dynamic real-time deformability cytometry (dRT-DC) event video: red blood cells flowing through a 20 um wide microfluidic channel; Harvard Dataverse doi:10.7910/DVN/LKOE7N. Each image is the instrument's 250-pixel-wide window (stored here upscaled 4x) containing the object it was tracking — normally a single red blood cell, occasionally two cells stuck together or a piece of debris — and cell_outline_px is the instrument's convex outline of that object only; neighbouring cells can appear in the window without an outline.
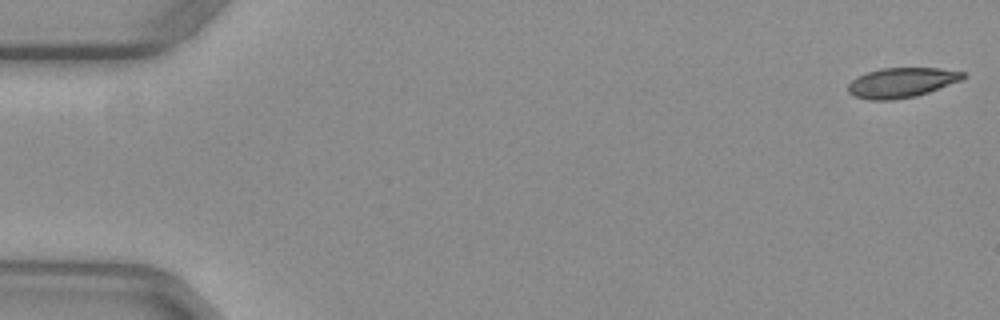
{"species": "common noctule bat (a hibernating species)", "species_latin": "Nyctalus noctula", "temperature_condition": "warm", "stored_images_in_passage": 52, "camera_frame_rate_fps": 3000, "um_per_image_px": 0.085, "animal": {"sex": "female", "body_mass_g": 29.2, "forearm_length_mm": 56.3}, "frame": {"image": 1, "passage_image": 1, "time_ms": 0.0, "image_size_px": [1000, 320], "cell_outline_px": [[964, 76], [960, 80], [928, 92], [916, 96], [892, 100], [868, 100], [852, 96], [848, 92], [848, 84], [852, 80], [868, 72], [880, 68], [940, 68], [964, 72]], "centroid_in_image_um": [76.58, 7.03], "position_along_channel_um": 8.4, "area_um2": 19.83}}
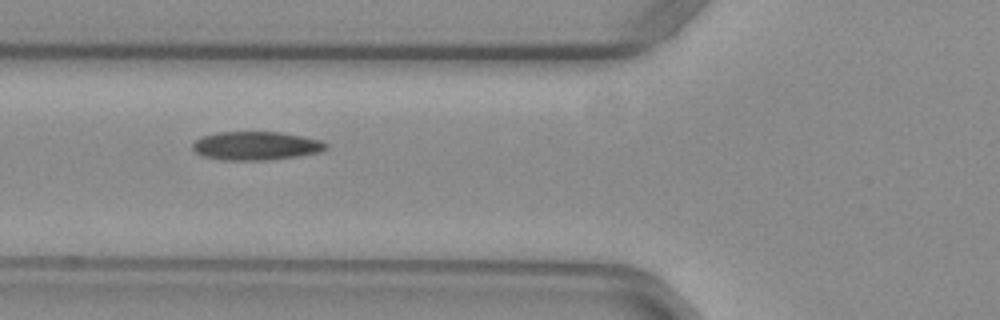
{"frame": {"image": 2, "passage_image": 20, "time_ms": 6.333, "image_size_px": [1000, 320], "cell_outline_px": [[328, 148], [324, 152], [296, 156], [264, 160], [224, 160], [204, 156], [196, 152], [192, 148], [192, 144], [200, 136], [220, 132], [280, 132], [320, 140], [328, 144]], "centroid_in_image_um": [21.77, 12.39], "position_along_channel_um": 104.0, "area_um2": 22.14}}
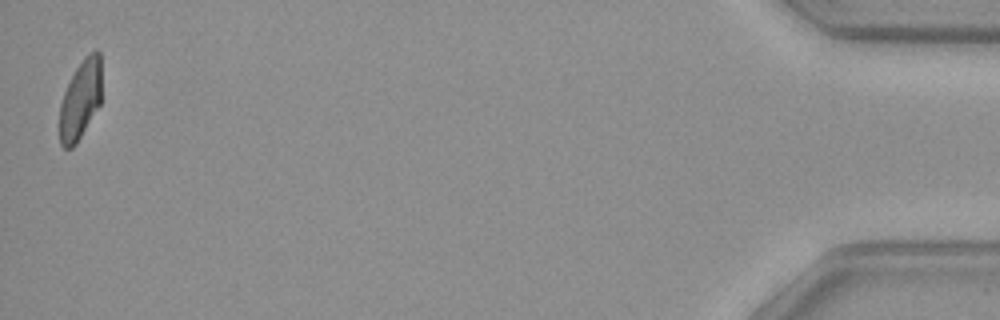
{"frame": {"image": 3, "passage_image": 52, "time_ms": 17.0, "image_size_px": [1000, 320], "cell_outline_px": [[100, 104], [76, 144], [72, 148], [64, 148], [60, 144], [60, 104], [64, 92], [76, 68], [96, 48], [100, 52]], "centroid_in_image_um": [6.82, 8.52], "position_along_channel_um": 428.4, "area_um2": 18.9}, "authors_computed_cell_mechanics": {"area_um2": 21.2993, "velocity_mm_per_s": 3.9544, "shape_relaxation_time_tau1_ms": 11.0397, "shape_relaxation_time_tau2_ms": 2.7987, "deformation_change_tau1": 0.2341, "deformation_change_tau2": 0.086}}